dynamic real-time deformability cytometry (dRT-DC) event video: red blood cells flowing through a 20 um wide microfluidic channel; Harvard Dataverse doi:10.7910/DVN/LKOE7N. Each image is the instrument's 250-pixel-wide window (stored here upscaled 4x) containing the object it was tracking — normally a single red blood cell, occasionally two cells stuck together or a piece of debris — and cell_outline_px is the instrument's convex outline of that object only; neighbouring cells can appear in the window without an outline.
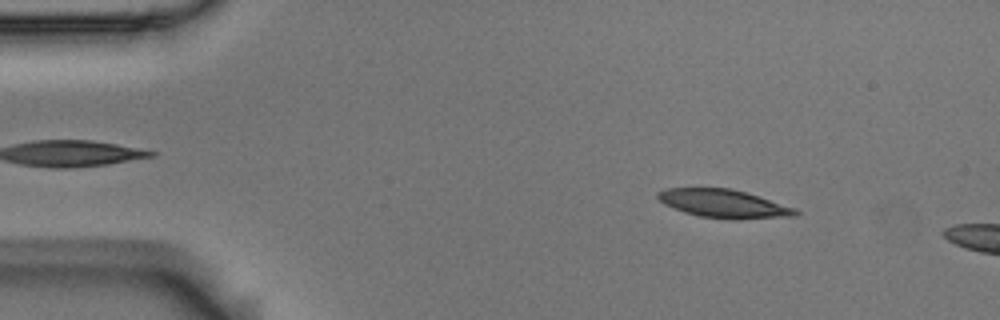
{"species": "Egyptian fruit bat (a non-hibernating species)", "species_latin": "Rousettus aegyptiacus", "temperature_condition": "room temperature", "stored_images_in_passage": 13, "camera_frame_rate_fps": 3000, "um_per_image_px": 0.085, "animal": {"sex": "male"}, "frame": {"image": 1, "passage_image": 8, "time_ms": 2.333, "image_size_px": [1000, 320], "cell_outline_px": [[800, 212], [796, 216], [740, 220], [732, 220], [700, 216], [684, 212], [664, 204], [656, 196], [656, 192], [664, 188], [732, 188], [796, 208]], "centroid_in_image_um": [61.52, 17.32], "position_along_channel_um": 23.5, "area_um2": 22.89}}